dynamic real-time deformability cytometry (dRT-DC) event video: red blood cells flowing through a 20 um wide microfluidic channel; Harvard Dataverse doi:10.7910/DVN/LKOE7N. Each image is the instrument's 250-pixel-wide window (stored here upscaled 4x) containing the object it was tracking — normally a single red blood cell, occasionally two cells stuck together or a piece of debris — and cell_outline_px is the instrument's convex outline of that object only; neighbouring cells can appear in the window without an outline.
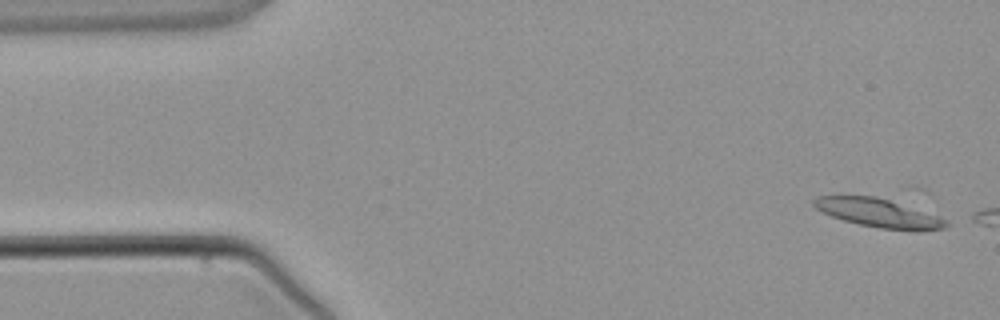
{"species": "common noctule bat (a hibernating species)", "species_latin": "Nyctalus noctula", "temperature_condition": "warm", "stored_images_in_passage": 2, "camera_frame_rate_fps": 3000, "um_per_image_px": 0.085, "animal": {"sex": "male", "body_mass_g": 21.5, "forearm_length_mm": 52.0}, "frame": {"image": 1, "passage_image": 1, "time_ms": 0.0, "image_size_px": [1000, 320], "cell_outline_px": [[948, 224], [944, 228], [916, 232], [880, 228], [860, 224], [844, 220], [832, 216], [816, 208], [812, 204], [812, 200], [820, 196], [876, 196], [940, 216], [948, 220]], "centroid_in_image_um": [74.73, 18.12], "position_along_channel_um": 10.3, "area_um2": 21.96}}